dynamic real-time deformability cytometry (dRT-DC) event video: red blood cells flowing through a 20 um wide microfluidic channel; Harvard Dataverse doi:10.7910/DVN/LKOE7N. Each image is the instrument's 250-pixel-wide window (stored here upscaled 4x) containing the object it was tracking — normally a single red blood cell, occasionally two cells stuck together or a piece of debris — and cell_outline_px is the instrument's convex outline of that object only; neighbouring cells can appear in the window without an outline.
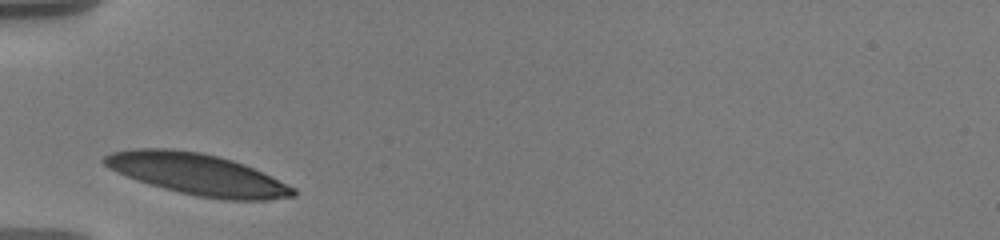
{"species": "human", "species_latin": "Homo sapiens", "temperature_condition": "warm", "stored_images_in_passage": 40, "camera_frame_rate_fps": 3000, "um_per_image_px": 0.085, "donor": {"sex": "male"}, "frame": {"image": 1, "passage_image": 1, "time_ms": 0.0, "image_size_px": [1000, 240], "cell_outline_px": [[296, 196], [268, 200], [228, 200], [196, 196], [164, 188], [116, 172], [108, 168], [100, 160], [104, 156], [112, 152], [136, 148], [168, 148], [200, 152], [232, 160], [244, 164], [296, 188]], "centroid_in_image_um": [16.78, 14.81], "position_along_channel_um": 68.2, "area_um2": 45.14}}
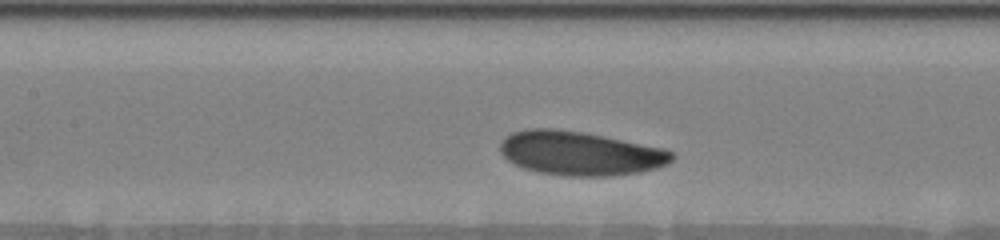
{"frame": {"image": 2, "passage_image": 13, "time_ms": 2.667, "image_size_px": [1000, 240], "cell_outline_px": [[676, 156], [668, 164], [656, 168], [640, 172], [608, 176], [560, 176], [540, 172], [524, 168], [508, 160], [500, 152], [500, 144], [504, 136], [512, 132], [528, 128], [556, 128], [584, 132], [664, 148], [672, 152]], "centroid_in_image_um": [49.3, 13.02], "position_along_channel_um": 158.1, "area_um2": 44.27}}
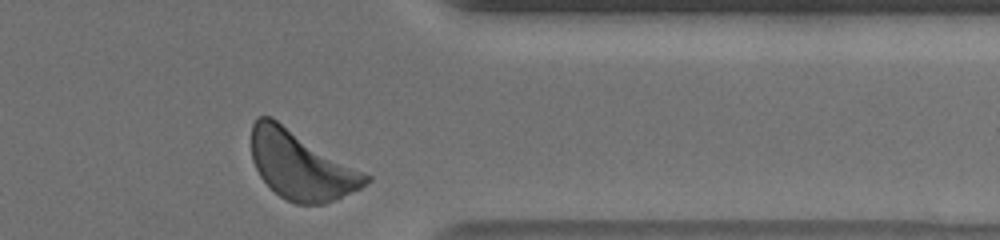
{"frame": {"image": 3, "passage_image": 37, "time_ms": 9.333, "image_size_px": [1000, 240], "cell_outline_px": [[372, 180], [360, 188], [336, 200], [324, 204], [296, 204], [280, 196], [260, 176], [252, 160], [252, 124], [256, 116], [272, 116], [372, 176]], "centroid_in_image_um": [25.61, 14.03], "position_along_channel_um": 385.8, "area_um2": 45.72}, "authors_computed_cell_mechanics": {"area_um2": 43.7835, "velocity_mm_per_s": 3.4923, "shape_relaxation_time_tau1_ms": 1.4166, "shape_relaxation_time_tau2_ms": null, "deformation_change_tau1": 0.0747, "deformation_change_tau2": null}}